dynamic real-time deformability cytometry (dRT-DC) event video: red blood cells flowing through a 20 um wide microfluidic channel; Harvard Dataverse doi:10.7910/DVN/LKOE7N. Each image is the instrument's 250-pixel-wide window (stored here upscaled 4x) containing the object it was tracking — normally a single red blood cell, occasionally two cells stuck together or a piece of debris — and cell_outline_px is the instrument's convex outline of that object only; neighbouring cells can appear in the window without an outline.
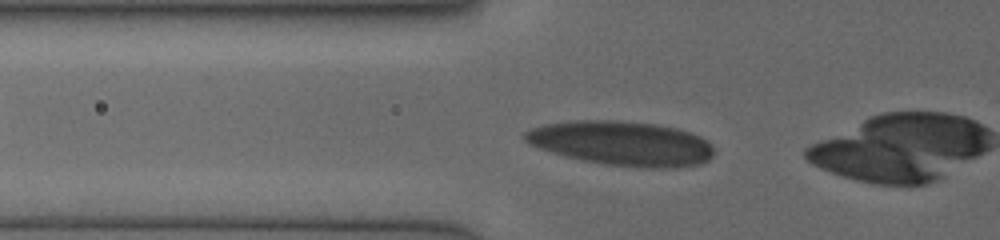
{"species": "human", "species_latin": "Homo sapiens", "temperature_condition": "cold", "stored_images_in_passage": 5, "camera_frame_rate_fps": 3000, "um_per_image_px": 0.085, "donor": {"sex": "female"}, "frame": {"image": 1, "passage_image": 4, "time_ms": 2.0, "image_size_px": [1000, 240], "cell_outline_px": [[712, 156], [708, 160], [700, 164], [676, 168], [648, 168], [608, 164], [584, 160], [552, 152], [528, 144], [520, 136], [524, 132], [532, 128], [544, 124], [568, 120], [612, 120], [656, 124], [680, 128], [692, 132], [708, 140], [712, 144]], "centroid_in_image_um": [52.86, 12.17], "position_along_channel_um": 72.9, "area_um2": 49.25}}